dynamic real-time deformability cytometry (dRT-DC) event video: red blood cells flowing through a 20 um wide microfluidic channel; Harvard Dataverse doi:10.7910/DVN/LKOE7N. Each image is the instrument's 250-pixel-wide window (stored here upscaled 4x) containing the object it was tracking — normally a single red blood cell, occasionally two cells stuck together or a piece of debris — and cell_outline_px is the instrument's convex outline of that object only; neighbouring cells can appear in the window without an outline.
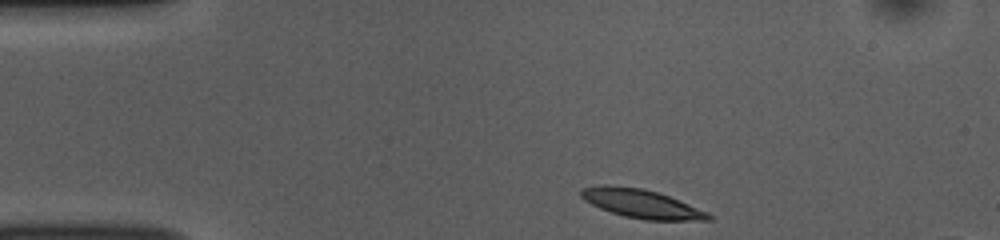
{"species": "common noctule bat (a hibernating species)", "species_latin": "Nyctalus noctula", "temperature_condition": "room temperature", "stored_images_in_passage": 46, "segment_of_instrument_passage": [1, 2], "camera_frame_rate_fps": 3000, "um_per_image_px": 0.085, "animal": {"sex": "female", "body_mass_g": 10.0, "forearm_length_mm": 53.1}, "frame": {"image": 1, "passage_image": 1, "time_ms": 0.0, "image_size_px": [1000, 240], "cell_outline_px": [[712, 220], [644, 220], [624, 216], [600, 208], [584, 200], [580, 196], [580, 188], [600, 184], [608, 184], [644, 188], [680, 200], [708, 212], [712, 216]], "centroid_in_image_um": [54.49, 17.3], "position_along_channel_um": 30.5, "area_um2": 21.44}}
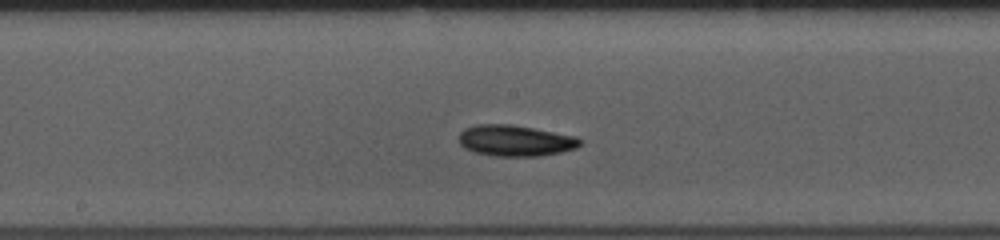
{"frame": {"image": 2, "passage_image": 19, "time_ms": 6.0, "image_size_px": [1000, 240], "cell_outline_px": [[584, 140], [576, 148], [560, 152], [540, 156], [492, 156], [476, 152], [464, 148], [460, 144], [460, 132], [464, 128], [476, 124], [512, 124], [576, 136]], "centroid_in_image_um": [43.81, 11.95], "position_along_channel_um": 204.4, "area_um2": 22.02}}
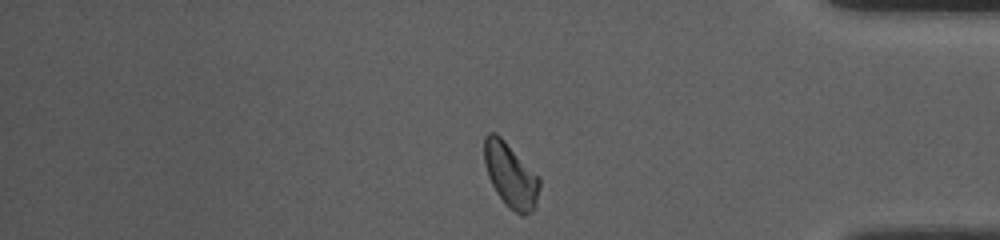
{"frame": {"image": 3, "passage_image": 36, "time_ms": 11.667, "image_size_px": [1000, 240], "cell_outline_px": [[540, 184], [536, 200], [532, 212], [524, 216], [520, 216], [508, 208], [504, 204], [496, 192], [488, 176], [484, 164], [484, 136], [488, 132], [496, 132], [540, 176]], "centroid_in_image_um": [43.39, 14.9], "position_along_channel_um": 391.8, "area_um2": 20.98}}